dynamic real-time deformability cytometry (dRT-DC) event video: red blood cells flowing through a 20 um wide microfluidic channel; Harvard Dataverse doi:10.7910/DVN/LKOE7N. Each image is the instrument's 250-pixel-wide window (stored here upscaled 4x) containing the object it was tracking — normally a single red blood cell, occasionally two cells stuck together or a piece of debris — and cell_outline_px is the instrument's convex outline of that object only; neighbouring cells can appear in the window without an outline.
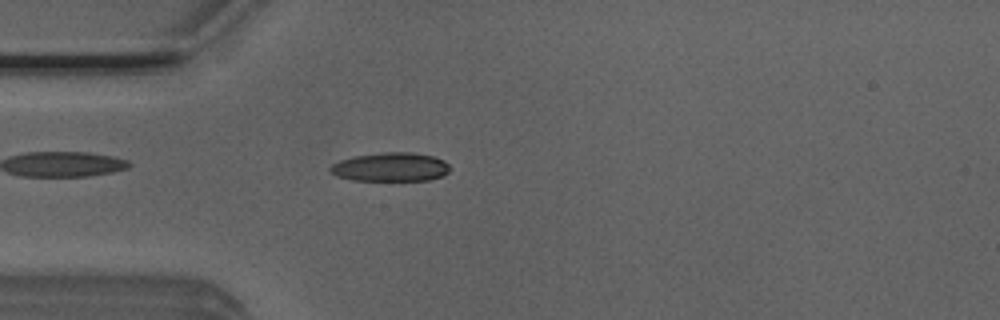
{"species": "Egyptian fruit bat (a non-hibernating species)", "species_latin": "Rousettus aegyptiacus", "temperature_condition": "room temperature", "stored_images_in_passage": 3, "camera_frame_rate_fps": 3000, "um_per_image_px": 0.085, "animal": {"sex": "male"}, "frame": {"image": 1, "passage_image": 3, "time_ms": 0.667, "image_size_px": [1000, 320], "cell_outline_px": [[452, 168], [448, 172], [440, 176], [428, 180], [352, 180], [336, 176], [328, 168], [332, 164], [340, 160], [352, 156], [384, 152], [412, 152], [432, 156], [444, 160]], "centroid_in_image_um": [33.19, 14.19], "position_along_channel_um": 51.8, "area_um2": 20.11}}